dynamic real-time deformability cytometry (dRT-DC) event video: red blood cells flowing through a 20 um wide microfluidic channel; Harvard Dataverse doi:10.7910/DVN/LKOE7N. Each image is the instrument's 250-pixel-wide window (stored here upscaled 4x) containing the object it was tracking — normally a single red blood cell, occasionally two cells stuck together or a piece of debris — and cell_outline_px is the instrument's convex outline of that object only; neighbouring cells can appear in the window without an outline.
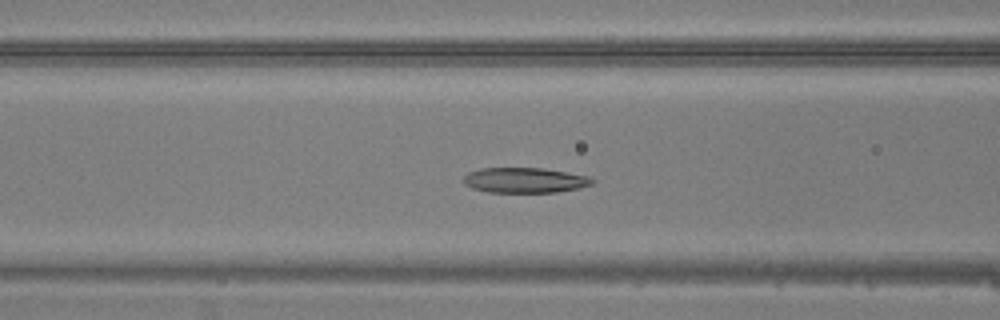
{"species": "common noctule bat (a hibernating species)", "species_latin": "Nyctalus noctula", "temperature_condition": "warm", "stored_images_in_passage": 48, "camera_frame_rate_fps": 3000, "um_per_image_px": 0.085, "animal": {"sex": "male", "body_mass_g": 20.5, "forearm_length_mm": 52.5}, "frame": {"image": 1, "passage_image": 19, "time_ms": 6.0, "image_size_px": [1000, 320], "cell_outline_px": [[596, 184], [580, 188], [556, 192], [488, 192], [472, 188], [464, 184], [464, 176], [468, 172], [480, 168], [544, 168], [588, 176], [596, 180]], "centroid_in_image_um": [44.64, 15.32], "position_along_channel_um": 122.0, "area_um2": 19.07}}
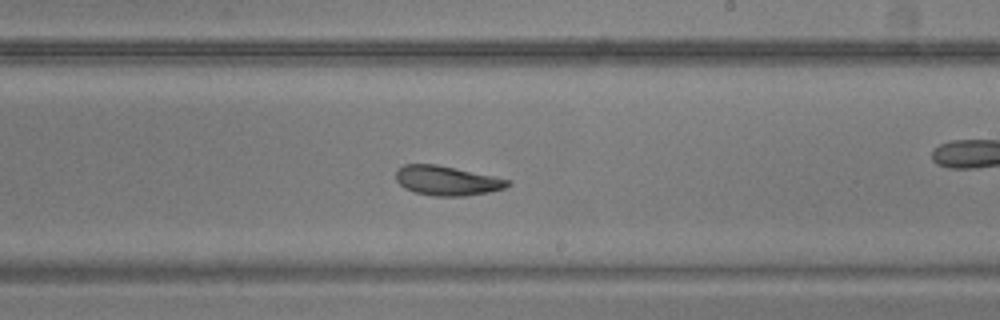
{"frame": {"image": 2, "passage_image": 28, "time_ms": 9.0, "image_size_px": [1000, 320], "cell_outline_px": [[512, 184], [504, 188], [488, 192], [464, 196], [432, 196], [416, 192], [404, 188], [396, 180], [396, 172], [404, 164], [436, 164], [512, 180]], "centroid_in_image_um": [38.0, 15.36], "position_along_channel_um": 251.0, "area_um2": 19.13}}
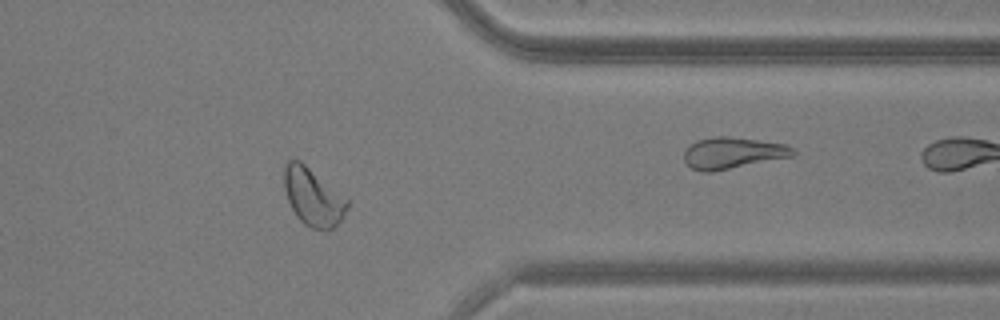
{"frame": {"image": 3, "passage_image": 38, "time_ms": 12.333, "image_size_px": [1000, 320], "cell_outline_px": [[348, 208], [344, 216], [332, 228], [324, 232], [312, 228], [304, 224], [296, 216], [288, 200], [284, 188], [284, 164], [288, 160], [300, 160], [348, 200]], "centroid_in_image_um": [26.59, 16.76], "position_along_channel_um": 384.8, "area_um2": 21.04}}